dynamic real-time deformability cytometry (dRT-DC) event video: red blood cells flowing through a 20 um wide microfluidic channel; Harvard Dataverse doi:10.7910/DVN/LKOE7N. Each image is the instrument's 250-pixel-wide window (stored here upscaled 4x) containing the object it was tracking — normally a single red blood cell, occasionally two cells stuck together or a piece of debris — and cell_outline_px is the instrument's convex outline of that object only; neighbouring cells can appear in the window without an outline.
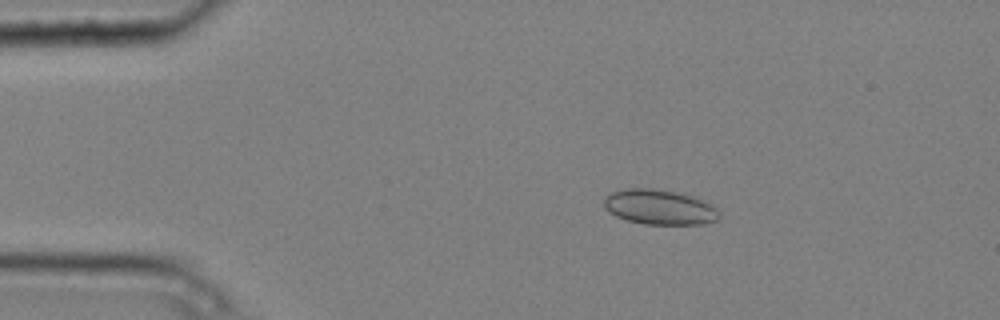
{"species": "common noctule bat (a hibernating species)", "species_latin": "Nyctalus noctula", "temperature_condition": "cold", "stored_images_in_passage": 4, "camera_frame_rate_fps": 3000, "um_per_image_px": 0.085, "animal": {"sex": "male", "body_mass_g": 20.4}, "frame": {"image": 1, "passage_image": 2, "time_ms": 0.333, "image_size_px": [1000, 320], "cell_outline_px": [[720, 216], [716, 220], [704, 224], [644, 224], [624, 220], [608, 212], [604, 208], [604, 196], [612, 192], [624, 188], [652, 188], [676, 192], [696, 196], [712, 204], [720, 212]], "centroid_in_image_um": [56.05, 17.6], "position_along_channel_um": 29.0, "area_um2": 23.93}}
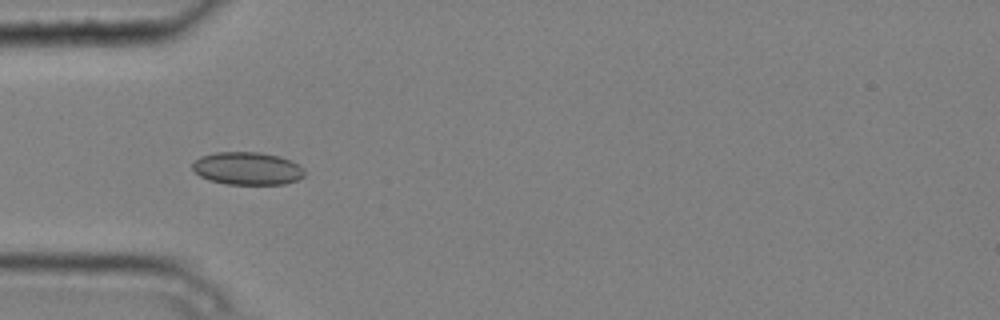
{"frame": {"image": 2, "passage_image": 4, "time_ms": 1.0, "image_size_px": [1000, 320], "cell_outline_px": [[304, 176], [296, 180], [284, 184], [224, 184], [208, 180], [200, 176], [192, 168], [192, 164], [200, 156], [216, 152], [260, 152], [280, 156], [304, 168]], "centroid_in_image_um": [21.0, 14.32], "position_along_channel_um": 64.0, "area_um2": 21.39}}